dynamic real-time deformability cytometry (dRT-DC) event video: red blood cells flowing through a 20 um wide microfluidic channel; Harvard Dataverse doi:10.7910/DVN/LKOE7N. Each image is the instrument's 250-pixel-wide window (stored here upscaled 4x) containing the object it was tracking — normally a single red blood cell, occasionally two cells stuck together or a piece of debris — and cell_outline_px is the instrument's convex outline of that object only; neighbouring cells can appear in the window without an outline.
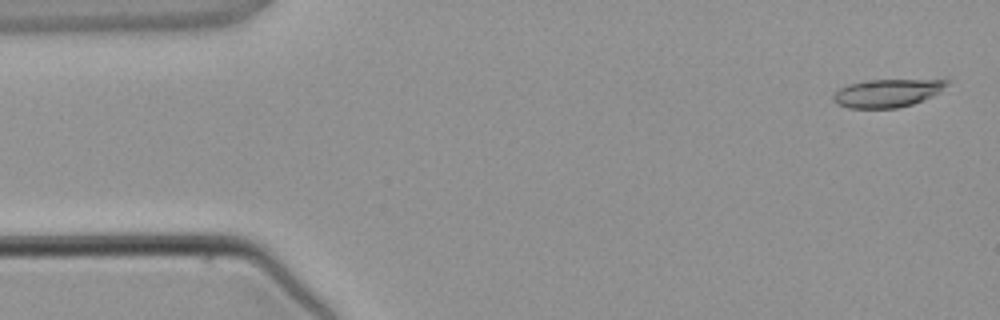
{"species": "common noctule bat (a hibernating species)", "species_latin": "Nyctalus noctula", "temperature_condition": "warm", "stored_images_in_passage": 3, "camera_frame_rate_fps": 3000, "um_per_image_px": 0.085, "animal": {"sex": "male", "body_mass_g": 21.5, "forearm_length_mm": 52.0}, "frame": {"image": 1, "passage_image": 1, "time_ms": 0.0, "image_size_px": [1000, 320], "cell_outline_px": [[948, 84], [940, 92], [932, 96], [912, 104], [896, 108], [848, 108], [836, 104], [832, 100], [832, 96], [840, 88], [848, 84], [872, 80], [948, 80]], "centroid_in_image_um": [75.38, 7.92], "position_along_channel_um": 9.6, "area_um2": 18.38}}
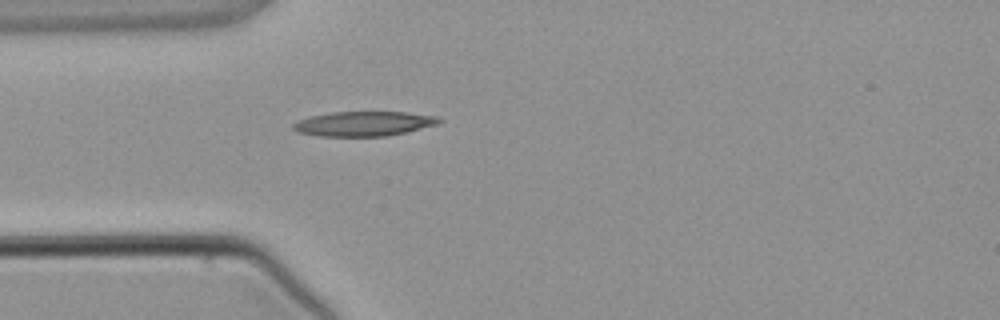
{"frame": {"image": 2, "passage_image": 3, "time_ms": 3.333, "image_size_px": [1000, 320], "cell_outline_px": [[444, 120], [440, 124], [408, 132], [384, 136], [316, 136], [296, 132], [292, 128], [292, 124], [300, 120], [312, 116], [332, 112], [408, 112], [436, 116]], "centroid_in_image_um": [30.97, 10.52], "position_along_channel_um": 54.0, "area_um2": 21.15}}